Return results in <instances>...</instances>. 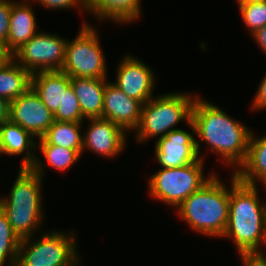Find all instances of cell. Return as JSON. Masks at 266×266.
Segmentation results:
<instances>
[{"label":"cell","instance_id":"cell-2","mask_svg":"<svg viewBox=\"0 0 266 266\" xmlns=\"http://www.w3.org/2000/svg\"><path fill=\"white\" fill-rule=\"evenodd\" d=\"M230 176L228 223L222 238L231 239L238 253L263 252L262 247L266 245V203L260 200L258 186L240 182L233 172Z\"/></svg>","mask_w":266,"mask_h":266},{"label":"cell","instance_id":"cell-12","mask_svg":"<svg viewBox=\"0 0 266 266\" xmlns=\"http://www.w3.org/2000/svg\"><path fill=\"white\" fill-rule=\"evenodd\" d=\"M9 120L30 132L36 139L41 138L55 121L54 114L32 87L10 102Z\"/></svg>","mask_w":266,"mask_h":266},{"label":"cell","instance_id":"cell-11","mask_svg":"<svg viewBox=\"0 0 266 266\" xmlns=\"http://www.w3.org/2000/svg\"><path fill=\"white\" fill-rule=\"evenodd\" d=\"M121 60L116 67L115 82L112 83L128 97L145 104L154 97L157 83L154 70L146 62L129 53Z\"/></svg>","mask_w":266,"mask_h":266},{"label":"cell","instance_id":"cell-29","mask_svg":"<svg viewBox=\"0 0 266 266\" xmlns=\"http://www.w3.org/2000/svg\"><path fill=\"white\" fill-rule=\"evenodd\" d=\"M266 251L239 253L241 266H266Z\"/></svg>","mask_w":266,"mask_h":266},{"label":"cell","instance_id":"cell-1","mask_svg":"<svg viewBox=\"0 0 266 266\" xmlns=\"http://www.w3.org/2000/svg\"><path fill=\"white\" fill-rule=\"evenodd\" d=\"M191 121L199 139H196V147L200 159H205L200 154L204 142L209 151L216 153L220 160L223 159L221 162L235 173L247 157L253 131L199 94L192 106Z\"/></svg>","mask_w":266,"mask_h":266},{"label":"cell","instance_id":"cell-15","mask_svg":"<svg viewBox=\"0 0 266 266\" xmlns=\"http://www.w3.org/2000/svg\"><path fill=\"white\" fill-rule=\"evenodd\" d=\"M31 3L30 0L12 1L10 28L6 43L12 54L40 31Z\"/></svg>","mask_w":266,"mask_h":266},{"label":"cell","instance_id":"cell-5","mask_svg":"<svg viewBox=\"0 0 266 266\" xmlns=\"http://www.w3.org/2000/svg\"><path fill=\"white\" fill-rule=\"evenodd\" d=\"M193 93L167 92L155 95L143 104L140 122L134 130L135 140L141 144L149 139L165 137L183 121H191L192 106L197 97Z\"/></svg>","mask_w":266,"mask_h":266},{"label":"cell","instance_id":"cell-23","mask_svg":"<svg viewBox=\"0 0 266 266\" xmlns=\"http://www.w3.org/2000/svg\"><path fill=\"white\" fill-rule=\"evenodd\" d=\"M32 74L12 59L0 68V97L12 101L31 87Z\"/></svg>","mask_w":266,"mask_h":266},{"label":"cell","instance_id":"cell-28","mask_svg":"<svg viewBox=\"0 0 266 266\" xmlns=\"http://www.w3.org/2000/svg\"><path fill=\"white\" fill-rule=\"evenodd\" d=\"M12 0H0V43L6 44L10 28Z\"/></svg>","mask_w":266,"mask_h":266},{"label":"cell","instance_id":"cell-36","mask_svg":"<svg viewBox=\"0 0 266 266\" xmlns=\"http://www.w3.org/2000/svg\"><path fill=\"white\" fill-rule=\"evenodd\" d=\"M2 201H3V197L1 196V197H0V204H1Z\"/></svg>","mask_w":266,"mask_h":266},{"label":"cell","instance_id":"cell-18","mask_svg":"<svg viewBox=\"0 0 266 266\" xmlns=\"http://www.w3.org/2000/svg\"><path fill=\"white\" fill-rule=\"evenodd\" d=\"M108 79L70 77L83 118H103L104 91Z\"/></svg>","mask_w":266,"mask_h":266},{"label":"cell","instance_id":"cell-4","mask_svg":"<svg viewBox=\"0 0 266 266\" xmlns=\"http://www.w3.org/2000/svg\"><path fill=\"white\" fill-rule=\"evenodd\" d=\"M43 181L31 167H19L9 194L7 197L3 196L0 204L12 229L21 240L34 236L44 224Z\"/></svg>","mask_w":266,"mask_h":266},{"label":"cell","instance_id":"cell-35","mask_svg":"<svg viewBox=\"0 0 266 266\" xmlns=\"http://www.w3.org/2000/svg\"><path fill=\"white\" fill-rule=\"evenodd\" d=\"M1 155H4V153H3V150H2V146H1V133H0V156Z\"/></svg>","mask_w":266,"mask_h":266},{"label":"cell","instance_id":"cell-8","mask_svg":"<svg viewBox=\"0 0 266 266\" xmlns=\"http://www.w3.org/2000/svg\"><path fill=\"white\" fill-rule=\"evenodd\" d=\"M71 41L67 39L62 72L70 77L107 79V64L99 33L86 20Z\"/></svg>","mask_w":266,"mask_h":266},{"label":"cell","instance_id":"cell-13","mask_svg":"<svg viewBox=\"0 0 266 266\" xmlns=\"http://www.w3.org/2000/svg\"><path fill=\"white\" fill-rule=\"evenodd\" d=\"M88 128L83 134L82 153L87 150L105 158H116L125 150L127 132L105 118L87 119Z\"/></svg>","mask_w":266,"mask_h":266},{"label":"cell","instance_id":"cell-16","mask_svg":"<svg viewBox=\"0 0 266 266\" xmlns=\"http://www.w3.org/2000/svg\"><path fill=\"white\" fill-rule=\"evenodd\" d=\"M0 133L4 155L21 156L24 154L20 167H31L35 163L37 139L30 132L9 120L0 125Z\"/></svg>","mask_w":266,"mask_h":266},{"label":"cell","instance_id":"cell-14","mask_svg":"<svg viewBox=\"0 0 266 266\" xmlns=\"http://www.w3.org/2000/svg\"><path fill=\"white\" fill-rule=\"evenodd\" d=\"M143 104L128 97L108 81L104 91L103 118L123 128L127 133L138 127Z\"/></svg>","mask_w":266,"mask_h":266},{"label":"cell","instance_id":"cell-27","mask_svg":"<svg viewBox=\"0 0 266 266\" xmlns=\"http://www.w3.org/2000/svg\"><path fill=\"white\" fill-rule=\"evenodd\" d=\"M43 6L44 8L52 10L73 9L78 8L80 11H88V6L85 0H31Z\"/></svg>","mask_w":266,"mask_h":266},{"label":"cell","instance_id":"cell-17","mask_svg":"<svg viewBox=\"0 0 266 266\" xmlns=\"http://www.w3.org/2000/svg\"><path fill=\"white\" fill-rule=\"evenodd\" d=\"M141 0H90L88 11L99 22L113 21L121 25L132 24L140 17L142 11Z\"/></svg>","mask_w":266,"mask_h":266},{"label":"cell","instance_id":"cell-21","mask_svg":"<svg viewBox=\"0 0 266 266\" xmlns=\"http://www.w3.org/2000/svg\"><path fill=\"white\" fill-rule=\"evenodd\" d=\"M37 151L39 150L43 158L36 156L35 163L31 168L45 179V167L48 165L56 171L64 173L71 168L72 165L77 164L82 157L76 150L56 146L53 144H37ZM42 159H45L42 161ZM45 162V164H44ZM45 165V166H44Z\"/></svg>","mask_w":266,"mask_h":266},{"label":"cell","instance_id":"cell-24","mask_svg":"<svg viewBox=\"0 0 266 266\" xmlns=\"http://www.w3.org/2000/svg\"><path fill=\"white\" fill-rule=\"evenodd\" d=\"M20 243L21 239L0 207V266H16Z\"/></svg>","mask_w":266,"mask_h":266},{"label":"cell","instance_id":"cell-10","mask_svg":"<svg viewBox=\"0 0 266 266\" xmlns=\"http://www.w3.org/2000/svg\"><path fill=\"white\" fill-rule=\"evenodd\" d=\"M192 133L179 128L172 130L165 137L156 139L154 154L160 168H176L197 162L195 127L192 121L186 124Z\"/></svg>","mask_w":266,"mask_h":266},{"label":"cell","instance_id":"cell-32","mask_svg":"<svg viewBox=\"0 0 266 266\" xmlns=\"http://www.w3.org/2000/svg\"><path fill=\"white\" fill-rule=\"evenodd\" d=\"M10 117V101L0 97V125L9 121Z\"/></svg>","mask_w":266,"mask_h":266},{"label":"cell","instance_id":"cell-7","mask_svg":"<svg viewBox=\"0 0 266 266\" xmlns=\"http://www.w3.org/2000/svg\"><path fill=\"white\" fill-rule=\"evenodd\" d=\"M204 163L205 160L199 159L187 166L160 168L149 177V195L176 210L186 198L199 190L215 174V171H211L205 176Z\"/></svg>","mask_w":266,"mask_h":266},{"label":"cell","instance_id":"cell-31","mask_svg":"<svg viewBox=\"0 0 266 266\" xmlns=\"http://www.w3.org/2000/svg\"><path fill=\"white\" fill-rule=\"evenodd\" d=\"M251 36L252 38H254V42H256L260 48H262L261 51L266 54V26L262 27L261 29H258Z\"/></svg>","mask_w":266,"mask_h":266},{"label":"cell","instance_id":"cell-22","mask_svg":"<svg viewBox=\"0 0 266 266\" xmlns=\"http://www.w3.org/2000/svg\"><path fill=\"white\" fill-rule=\"evenodd\" d=\"M83 122L57 121L49 127L47 132L38 140L37 144H53L56 146L76 150L80 155L83 149Z\"/></svg>","mask_w":266,"mask_h":266},{"label":"cell","instance_id":"cell-26","mask_svg":"<svg viewBox=\"0 0 266 266\" xmlns=\"http://www.w3.org/2000/svg\"><path fill=\"white\" fill-rule=\"evenodd\" d=\"M54 120L65 122H83L81 108L78 98L70 85L64 93L62 103H60L57 111L54 113Z\"/></svg>","mask_w":266,"mask_h":266},{"label":"cell","instance_id":"cell-34","mask_svg":"<svg viewBox=\"0 0 266 266\" xmlns=\"http://www.w3.org/2000/svg\"><path fill=\"white\" fill-rule=\"evenodd\" d=\"M237 4H243L246 2H251V1H259V0H235Z\"/></svg>","mask_w":266,"mask_h":266},{"label":"cell","instance_id":"cell-25","mask_svg":"<svg viewBox=\"0 0 266 266\" xmlns=\"http://www.w3.org/2000/svg\"><path fill=\"white\" fill-rule=\"evenodd\" d=\"M238 6L242 20L251 35L266 26V0L246 2Z\"/></svg>","mask_w":266,"mask_h":266},{"label":"cell","instance_id":"cell-9","mask_svg":"<svg viewBox=\"0 0 266 266\" xmlns=\"http://www.w3.org/2000/svg\"><path fill=\"white\" fill-rule=\"evenodd\" d=\"M67 39L39 31L13 54V59L31 74L60 71L64 64Z\"/></svg>","mask_w":266,"mask_h":266},{"label":"cell","instance_id":"cell-19","mask_svg":"<svg viewBox=\"0 0 266 266\" xmlns=\"http://www.w3.org/2000/svg\"><path fill=\"white\" fill-rule=\"evenodd\" d=\"M70 85V76L61 70L39 71L31 77V87L53 114L62 103L64 93Z\"/></svg>","mask_w":266,"mask_h":266},{"label":"cell","instance_id":"cell-20","mask_svg":"<svg viewBox=\"0 0 266 266\" xmlns=\"http://www.w3.org/2000/svg\"><path fill=\"white\" fill-rule=\"evenodd\" d=\"M252 132L248 154L244 163L237 169L238 180L248 185L266 187V135L256 137ZM259 183V184H258Z\"/></svg>","mask_w":266,"mask_h":266},{"label":"cell","instance_id":"cell-33","mask_svg":"<svg viewBox=\"0 0 266 266\" xmlns=\"http://www.w3.org/2000/svg\"><path fill=\"white\" fill-rule=\"evenodd\" d=\"M13 59V54L9 51L6 44L0 43V68L5 66Z\"/></svg>","mask_w":266,"mask_h":266},{"label":"cell","instance_id":"cell-6","mask_svg":"<svg viewBox=\"0 0 266 266\" xmlns=\"http://www.w3.org/2000/svg\"><path fill=\"white\" fill-rule=\"evenodd\" d=\"M42 231L37 239L21 240L16 266H79L81 264L76 233Z\"/></svg>","mask_w":266,"mask_h":266},{"label":"cell","instance_id":"cell-3","mask_svg":"<svg viewBox=\"0 0 266 266\" xmlns=\"http://www.w3.org/2000/svg\"><path fill=\"white\" fill-rule=\"evenodd\" d=\"M230 187L215 173L176 209L179 219L205 237L222 238L228 223ZM229 188V189H228Z\"/></svg>","mask_w":266,"mask_h":266},{"label":"cell","instance_id":"cell-30","mask_svg":"<svg viewBox=\"0 0 266 266\" xmlns=\"http://www.w3.org/2000/svg\"><path fill=\"white\" fill-rule=\"evenodd\" d=\"M256 95L252 98L251 110H266V73L258 85Z\"/></svg>","mask_w":266,"mask_h":266}]
</instances>
